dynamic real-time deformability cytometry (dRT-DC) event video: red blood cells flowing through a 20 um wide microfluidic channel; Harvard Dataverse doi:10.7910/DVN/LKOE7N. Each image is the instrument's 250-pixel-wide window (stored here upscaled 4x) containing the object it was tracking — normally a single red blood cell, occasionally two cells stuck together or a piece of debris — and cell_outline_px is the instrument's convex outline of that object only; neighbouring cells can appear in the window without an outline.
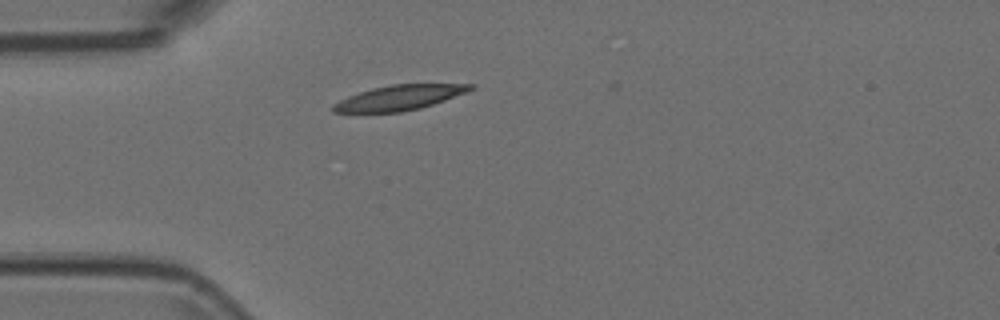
{"species": "Egyptian fruit bat (a non-hibernating species)", "species_latin": "Rousettus aegyptiacus", "temperature_condition": "room temperature", "stored_images_in_passage": 40, "camera_frame_rate_fps": 3000, "um_per_image_px": 0.085, "animal": {"sex": "female"}, "frame": {"image": 1, "passage_image": 1, "time_ms": 0.0, "image_size_px": [1000, 320], "cell_outline_px": [[476, 88], [468, 92], [420, 108], [400, 112], [332, 112], [332, 104], [348, 96], [372, 88], [392, 84], [476, 84]], "centroid_in_image_um": [33.97, 8.29], "position_along_channel_um": 51.0, "area_um2": 19.88}}
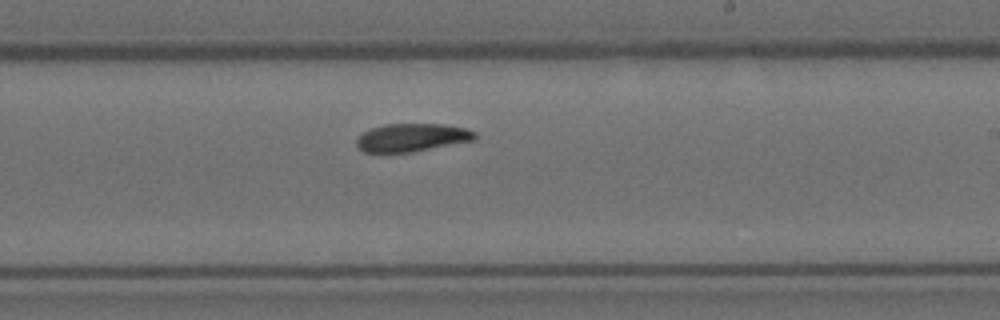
{"frame": {"image": 2, "passage_image": 18, "time_ms": 5.667, "image_size_px": [1000, 320], "cell_outline_px": [[476, 140], [412, 152], [364, 152], [356, 148], [356, 140], [364, 132], [372, 128], [384, 124], [444, 124], [464, 128], [476, 132]], "centroid_in_image_um": [35.02, 11.69], "position_along_channel_um": 254.0, "area_um2": 19.36}}
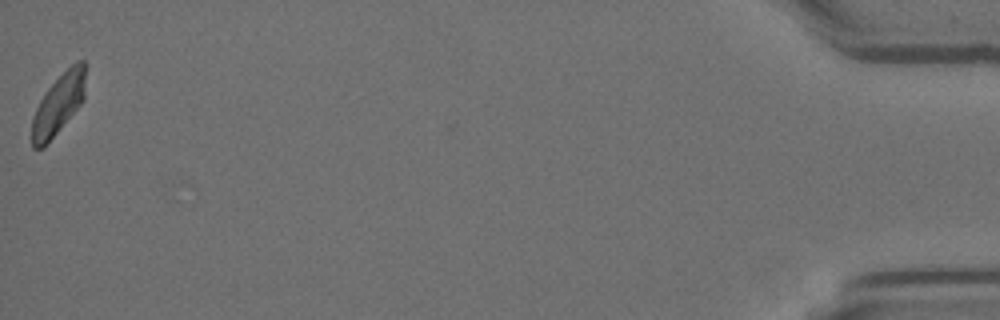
{"frame": {"image": 3, "passage_image": 40, "time_ms": 13.0, "image_size_px": [1000, 320], "cell_outline_px": [[88, 64], [84, 100], [44, 148], [32, 148], [32, 116], [40, 100], [48, 88], [76, 60], [84, 60]], "centroid_in_image_um": [5.02, 8.82], "position_along_channel_um": 430.2, "area_um2": 19.13}}